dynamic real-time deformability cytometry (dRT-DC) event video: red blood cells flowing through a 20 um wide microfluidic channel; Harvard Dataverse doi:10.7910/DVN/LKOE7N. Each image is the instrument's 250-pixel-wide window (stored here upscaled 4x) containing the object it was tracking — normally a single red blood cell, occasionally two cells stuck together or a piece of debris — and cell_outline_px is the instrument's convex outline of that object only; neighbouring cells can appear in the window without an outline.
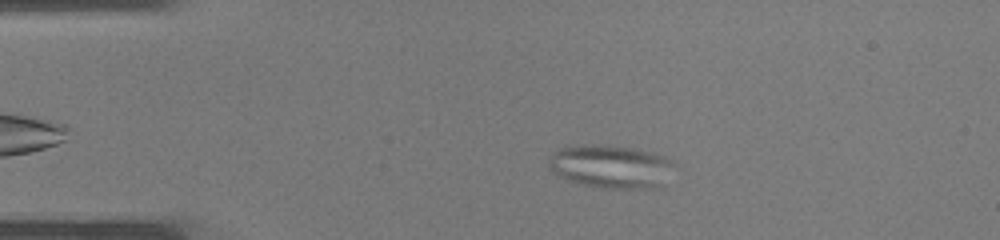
{"species": "common noctule bat (a hibernating species)", "species_latin": "Nyctalus noctula", "temperature_condition": "warm", "stored_images_in_passage": 37, "camera_frame_rate_fps": 3000, "um_per_image_px": 0.085, "animal": {"sex": "male", "body_mass_g": 19.0, "forearm_length_mm": 50.8}, "frame": {"image": 1, "passage_image": 7, "time_ms": 2.0, "image_size_px": [1000, 240], "cell_outline_px": [[676, 164], [664, 188], [604, 188], [584, 184], [568, 180], [560, 176], [548, 164], [548, 156], [560, 148], [584, 144], [608, 144], [632, 148], [652, 152], [676, 160]], "centroid_in_image_um": [52.03, 14.14], "position_along_channel_um": 33.0, "area_um2": 32.19}}
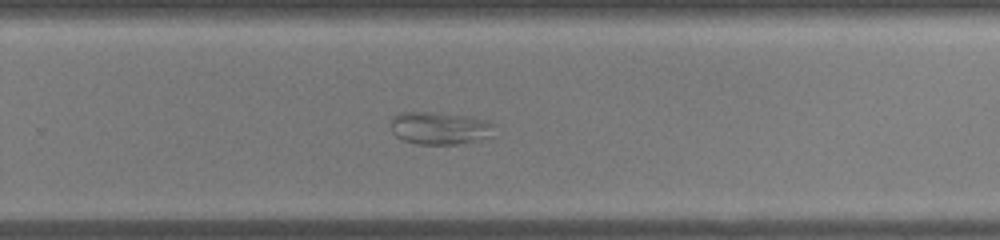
{"frame": {"image": 2, "passage_image": 24, "time_ms": 7.667, "image_size_px": [1000, 240], "cell_outline_px": [[496, 124], [492, 136], [476, 140], [456, 144], [416, 144], [400, 140], [392, 132], [392, 116], [400, 112], [436, 112], [492, 120]], "centroid_in_image_um": [37.4, 10.88], "position_along_channel_um": 292.4, "area_um2": 19.94}}
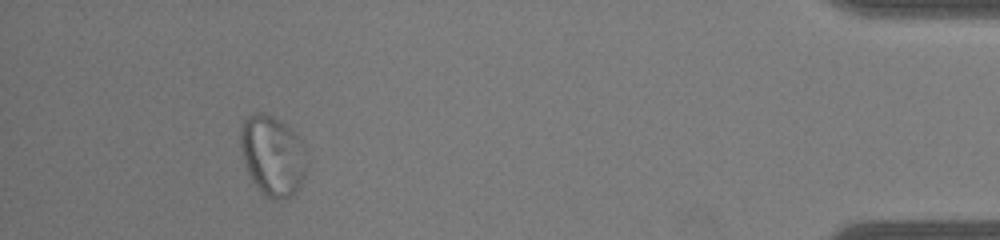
{"frame": {"image": 3, "passage_image": 34, "time_ms": 11.0, "image_size_px": [1000, 240], "cell_outline_px": [[304, 176], [300, 184], [292, 196], [288, 200], [276, 200], [268, 196], [252, 180], [248, 172], [240, 148], [240, 128], [244, 120], [248, 116], [256, 112], [260, 112], [272, 116], [280, 120], [300, 140], [304, 148]], "centroid_in_image_um": [23.13, 13.22], "position_along_channel_um": 412.1, "area_um2": 30.29}}